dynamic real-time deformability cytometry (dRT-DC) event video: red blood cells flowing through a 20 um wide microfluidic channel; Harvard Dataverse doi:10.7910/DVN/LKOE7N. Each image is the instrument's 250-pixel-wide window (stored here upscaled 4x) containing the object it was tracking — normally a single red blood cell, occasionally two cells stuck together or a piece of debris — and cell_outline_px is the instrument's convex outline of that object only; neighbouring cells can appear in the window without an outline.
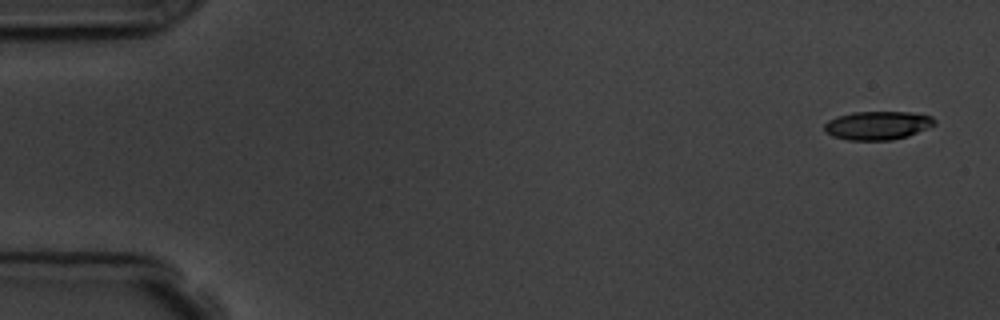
{"species": "common noctule bat (a hibernating species)", "species_latin": "Nyctalus noctula", "temperature_condition": "room temperature", "stored_images_in_passage": 5, "camera_frame_rate_fps": 3000, "um_per_image_px": 0.085, "animal": {"sex": "male", "body_mass_g": 19.5, "forearm_length_mm": 54.6}, "frame": {"image": 1, "passage_image": 1, "time_ms": 0.0, "image_size_px": [1000, 320], "cell_outline_px": [[936, 124], [908, 136], [892, 140], [848, 140], [832, 136], [824, 132], [824, 124], [828, 120], [836, 116], [852, 112], [912, 112], [932, 116], [936, 120]], "centroid_in_image_um": [74.58, 10.66], "position_along_channel_um": 10.4, "area_um2": 18.5}}
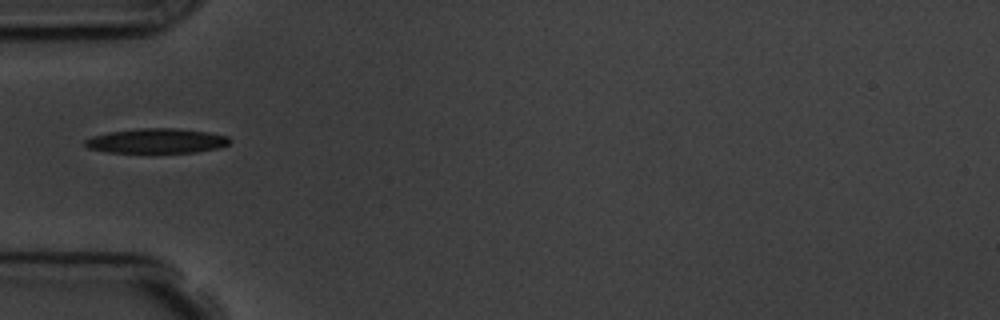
{"frame": {"image": 2, "passage_image": 5, "time_ms": 5.333, "image_size_px": [1000, 320], "cell_outline_px": [[232, 140], [228, 144], [216, 148], [196, 152], [108, 152], [88, 148], [84, 144], [84, 140], [92, 136], [108, 132], [140, 128], [176, 128], [208, 132], [228, 136]], "centroid_in_image_um": [13.3, 11.96], "position_along_channel_um": 71.7, "area_um2": 20.75}}